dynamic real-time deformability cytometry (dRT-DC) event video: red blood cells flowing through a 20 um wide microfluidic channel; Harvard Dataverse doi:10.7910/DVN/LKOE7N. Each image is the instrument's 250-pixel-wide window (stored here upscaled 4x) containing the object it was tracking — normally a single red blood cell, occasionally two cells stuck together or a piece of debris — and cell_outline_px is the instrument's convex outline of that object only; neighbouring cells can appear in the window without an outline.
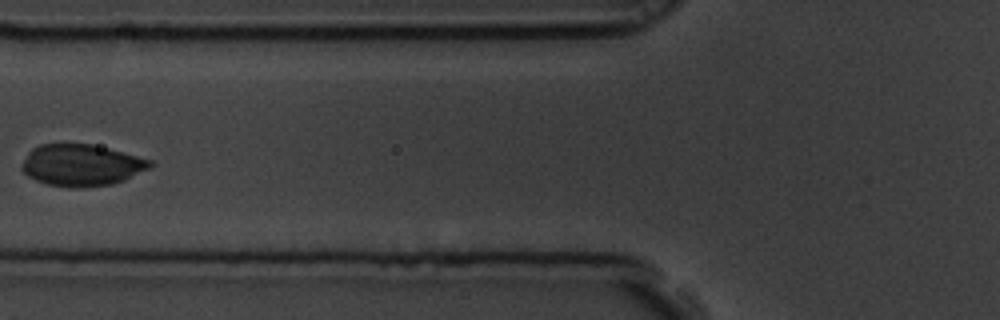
{"species": "common noctule bat (a hibernating species)", "species_latin": "Nyctalus noctula", "temperature_condition": "room temperature", "stored_images_in_passage": 8, "camera_frame_rate_fps": 3000, "um_per_image_px": 0.085, "animal": {"sex": "male", "body_mass_g": 19.5, "forearm_length_mm": 54.6}, "frame": {"image": 1, "passage_image": 7, "time_ms": 2.0, "image_size_px": [1000, 320], "cell_outline_px": [[156, 164], [124, 180], [112, 184], [80, 188], [68, 188], [48, 184], [36, 180], [28, 176], [20, 168], [28, 152], [32, 148], [40, 144], [92, 144], [108, 148], [152, 160]], "centroid_in_image_um": [6.91, 14.04], "position_along_channel_um": 118.9, "area_um2": 31.1}}
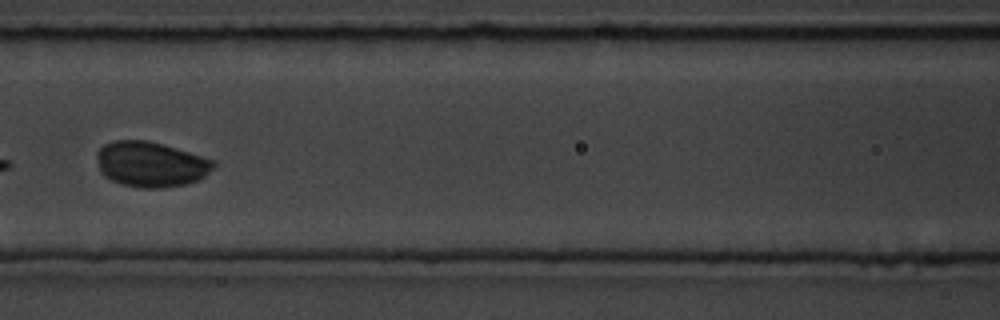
{"frame": {"image": 2, "passage_image": 8, "time_ms": 2.333, "image_size_px": [1000, 320], "cell_outline_px": [[216, 164], [200, 180], [184, 184], [164, 188], [140, 188], [124, 184], [112, 180], [104, 176], [100, 172], [96, 156], [96, 152], [104, 144], [112, 140], [148, 140], [164, 144], [216, 160]], "centroid_in_image_um": [12.82, 13.95], "position_along_channel_um": 153.8, "area_um2": 31.04}}